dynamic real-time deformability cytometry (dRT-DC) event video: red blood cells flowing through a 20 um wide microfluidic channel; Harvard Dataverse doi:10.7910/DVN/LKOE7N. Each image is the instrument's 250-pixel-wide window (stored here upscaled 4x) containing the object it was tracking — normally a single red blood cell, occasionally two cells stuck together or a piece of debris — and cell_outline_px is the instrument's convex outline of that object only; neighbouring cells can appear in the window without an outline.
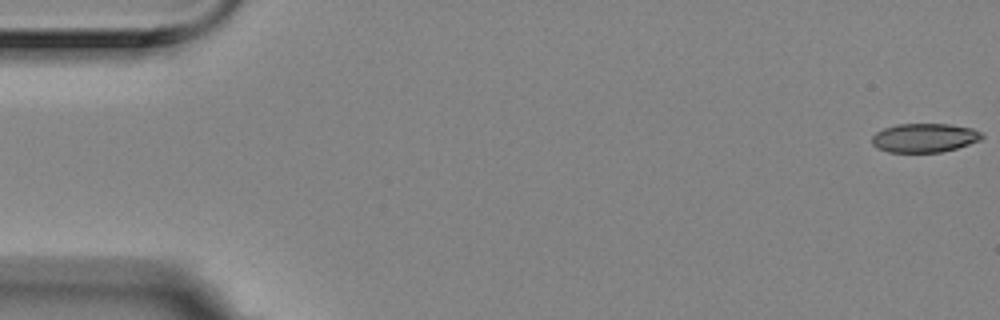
{"species": "Egyptian fruit bat (a non-hibernating species)", "species_latin": "Rousettus aegyptiacus", "temperature_condition": "room temperature", "stored_images_in_passage": 5, "camera_frame_rate_fps": 3000, "um_per_image_px": 0.085, "animal": {"sex": "female"}, "frame": {"image": 1, "passage_image": 1, "time_ms": 0.0, "image_size_px": [1000, 320], "cell_outline_px": [[984, 136], [980, 140], [956, 148], [940, 152], [888, 152], [876, 148], [872, 144], [872, 136], [876, 132], [884, 128], [896, 124], [948, 124], [972, 128], [980, 132]], "centroid_in_image_um": [78.54, 11.71], "position_along_channel_um": 6.5, "area_um2": 18.5}}
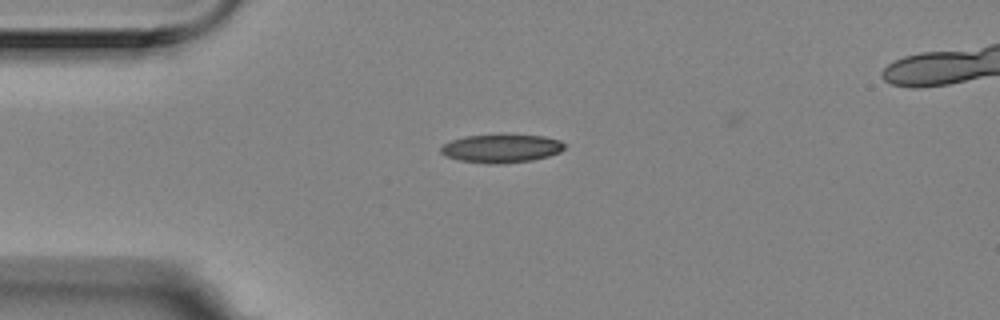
{"frame": {"image": 2, "passage_image": 4, "time_ms": 1.0, "image_size_px": [1000, 320], "cell_outline_px": [[564, 148], [560, 152], [548, 156], [532, 160], [500, 164], [488, 164], [460, 160], [448, 156], [440, 152], [440, 148], [444, 144], [452, 140], [468, 136], [544, 136], [560, 140], [564, 144]], "centroid_in_image_um": [42.63, 12.64], "position_along_channel_um": 42.4, "area_um2": 19.88}}